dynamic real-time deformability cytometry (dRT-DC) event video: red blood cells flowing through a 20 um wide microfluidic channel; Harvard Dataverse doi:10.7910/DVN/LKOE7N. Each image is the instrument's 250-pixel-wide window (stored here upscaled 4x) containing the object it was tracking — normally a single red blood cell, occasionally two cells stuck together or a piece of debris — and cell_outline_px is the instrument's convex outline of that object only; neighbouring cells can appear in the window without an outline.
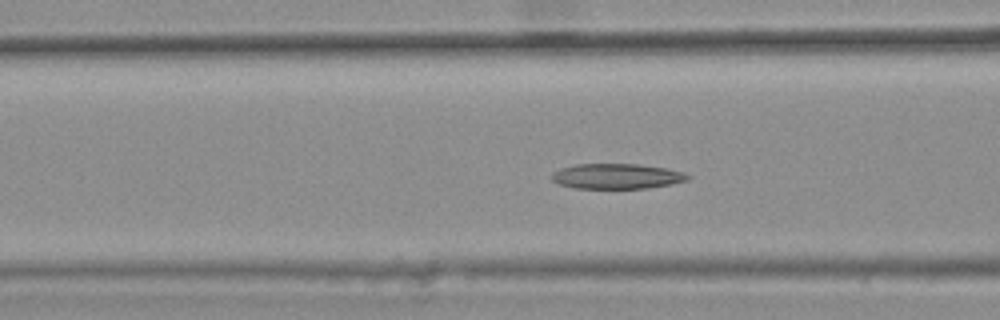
{"species": "common noctule bat (a hibernating species)", "species_latin": "Nyctalus noctula", "temperature_condition": "warm", "stored_images_in_passage": 45, "camera_frame_rate_fps": 3000, "um_per_image_px": 0.085, "animal": {"sex": "female", "body_mass_g": 25.1}, "frame": {"image": 1, "passage_image": 20, "time_ms": 6.333, "image_size_px": [1000, 320], "cell_outline_px": [[692, 176], [688, 180], [672, 184], [648, 188], [572, 188], [556, 184], [552, 180], [552, 172], [560, 168], [576, 164], [636, 164], [664, 168], [684, 172]], "centroid_in_image_um": [52.4, 14.98], "position_along_channel_um": 114.2, "area_um2": 20.11}}
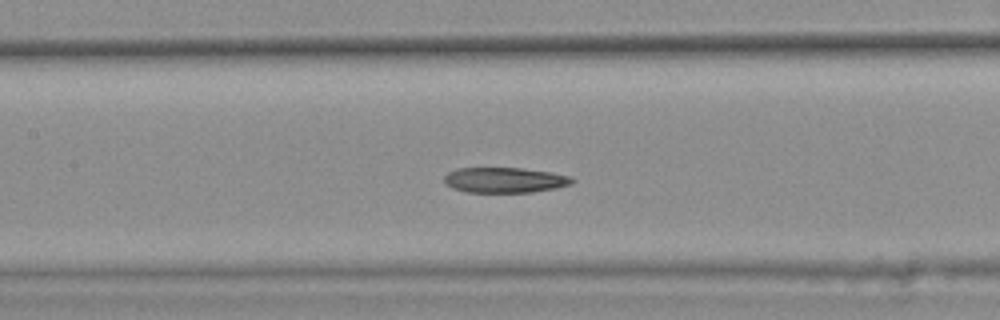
{"frame": {"image": 2, "passage_image": 24, "time_ms": 7.667, "image_size_px": [1000, 320], "cell_outline_px": [[576, 180], [572, 184], [556, 188], [532, 192], [464, 192], [452, 188], [444, 180], [444, 176], [448, 172], [456, 168], [520, 168], [552, 172], [572, 176]], "centroid_in_image_um": [42.94, 15.3], "position_along_channel_um": 164.5, "area_um2": 19.02}}
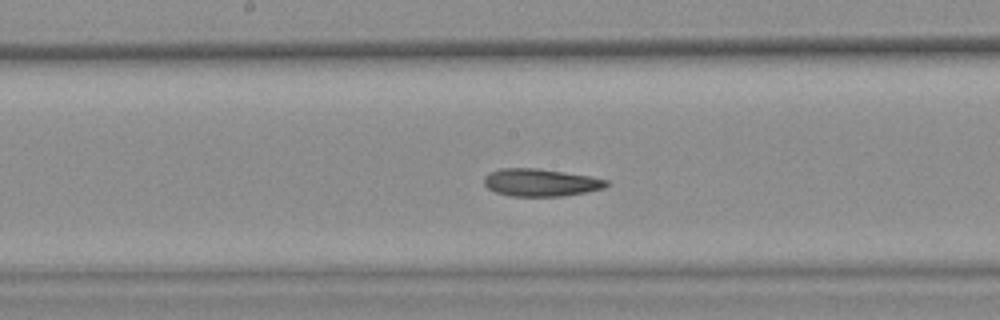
{"frame": {"image": 3, "passage_image": 27, "time_ms": 8.667, "image_size_px": [1000, 320], "cell_outline_px": [[608, 184], [604, 188], [564, 196], [508, 196], [496, 192], [488, 188], [484, 184], [484, 176], [488, 172], [500, 168], [536, 168], [588, 176], [608, 180]], "centroid_in_image_um": [45.9, 15.51], "position_along_channel_um": 202.3, "area_um2": 19.54}, "authors_computed_cell_mechanics": {"area_um2": 20.519, "velocity_mm_per_s": 3.7812, "shape_relaxation_time_tau1_ms": null, "shape_relaxation_time_tau2_ms": 3.3289, "deformation_change_tau1": null, "deformation_change_tau2": 0.0916}}